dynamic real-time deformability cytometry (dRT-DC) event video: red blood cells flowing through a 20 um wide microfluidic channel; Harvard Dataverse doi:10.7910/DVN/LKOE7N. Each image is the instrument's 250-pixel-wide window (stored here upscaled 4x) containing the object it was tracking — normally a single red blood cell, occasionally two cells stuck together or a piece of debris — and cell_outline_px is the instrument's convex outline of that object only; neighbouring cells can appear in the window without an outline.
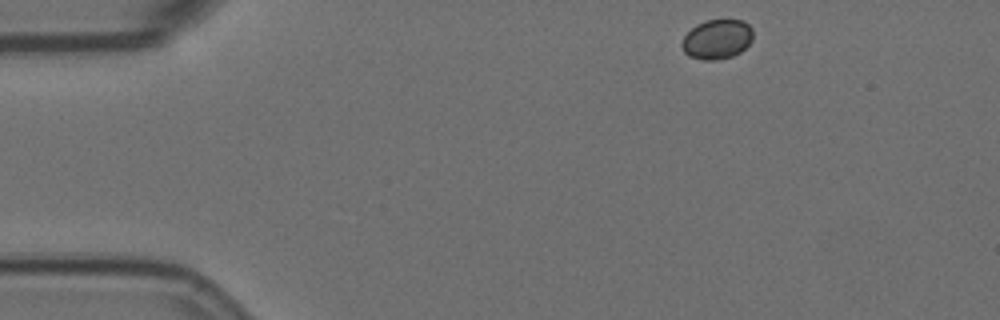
{"species": "Egyptian fruit bat (a non-hibernating species)", "species_latin": "Rousettus aegyptiacus", "temperature_condition": "room temperature", "stored_images_in_passage": 10, "camera_frame_rate_fps": 3000, "um_per_image_px": 0.085, "animal": {"sex": "female"}, "frame": {"image": 1, "passage_image": 1, "time_ms": 0.0, "image_size_px": [1000, 320], "cell_outline_px": [[752, 40], [740, 52], [732, 56], [716, 60], [704, 60], [688, 56], [684, 52], [680, 44], [684, 36], [696, 24], [708, 20], [744, 20], [752, 28]], "centroid_in_image_um": [60.93, 3.34], "position_along_channel_um": 24.1, "area_um2": 16.42}}
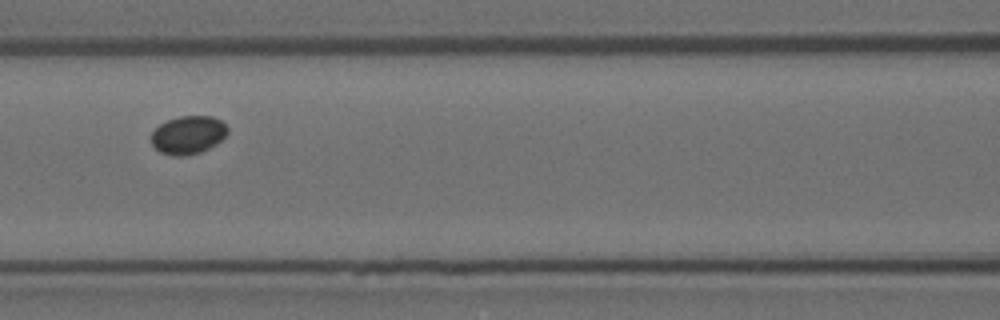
{"frame": {"image": 2, "passage_image": 6, "time_ms": 1.667, "image_size_px": [1000, 320], "cell_outline_px": [[228, 132], [216, 144], [200, 152], [184, 156], [172, 156], [160, 152], [152, 144], [152, 132], [160, 124], [168, 120], [180, 116], [212, 116], [220, 120], [228, 128]], "centroid_in_image_um": [15.99, 11.47], "position_along_channel_um": 150.6, "area_um2": 16.82}}
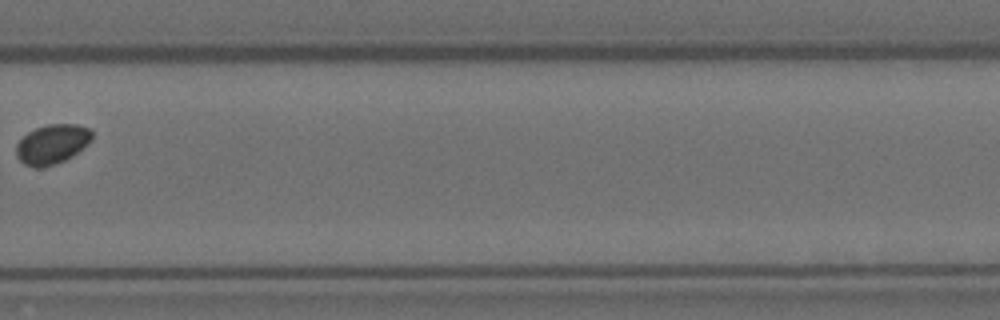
{"frame": {"image": 3, "passage_image": 10, "time_ms": 3.0, "image_size_px": [1000, 320], "cell_outline_px": [[92, 140], [88, 144], [72, 156], [64, 160], [40, 168], [36, 168], [24, 164], [16, 156], [16, 144], [28, 132], [36, 128], [48, 124], [76, 124], [88, 128], [92, 132]], "centroid_in_image_um": [4.43, 12.25], "position_along_channel_um": 325.4, "area_um2": 17.34}}